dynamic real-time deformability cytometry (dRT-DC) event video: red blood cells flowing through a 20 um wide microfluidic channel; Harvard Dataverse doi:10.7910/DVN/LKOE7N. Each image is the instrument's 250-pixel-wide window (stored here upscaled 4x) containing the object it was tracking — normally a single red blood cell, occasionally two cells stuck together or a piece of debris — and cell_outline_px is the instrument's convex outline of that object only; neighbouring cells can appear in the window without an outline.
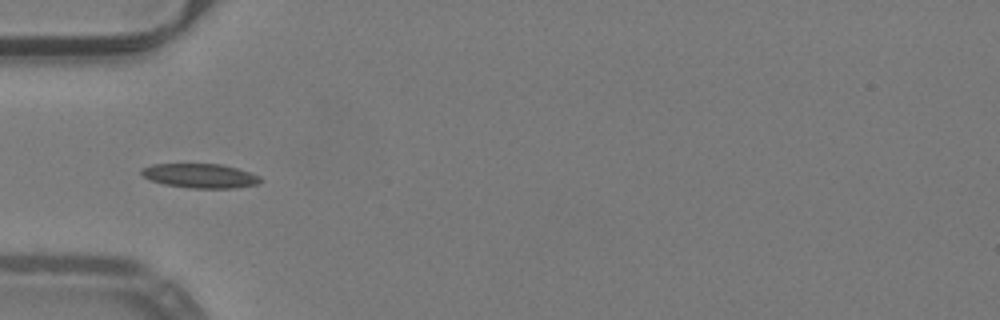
{"species": "common noctule bat (a hibernating species)", "species_latin": "Nyctalus noctula", "temperature_condition": "warm", "stored_images_in_passage": 29, "camera_frame_rate_fps": 3000, "um_per_image_px": 0.085, "animal": {"sex": "male", "body_mass_g": 19.2, "forearm_length_mm": 51.8}, "frame": {"image": 1, "passage_image": 5, "time_ms": 1.333, "image_size_px": [1000, 320], "cell_outline_px": [[264, 180], [256, 184], [232, 188], [192, 188], [164, 184], [152, 180], [144, 176], [140, 172], [140, 168], [152, 164], [220, 164], [236, 168], [260, 176]], "centroid_in_image_um": [17.0, 14.94], "position_along_channel_um": 68.0, "area_um2": 16.7}}
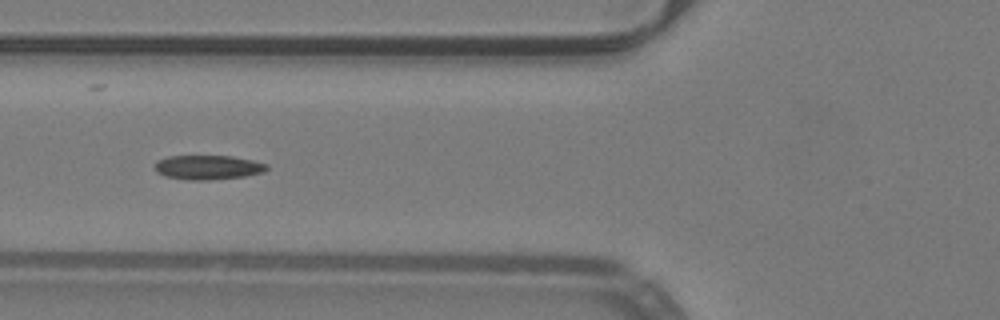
{"frame": {"image": 2, "passage_image": 8, "time_ms": 2.333, "image_size_px": [1000, 320], "cell_outline_px": [[268, 168], [264, 172], [244, 176], [208, 180], [192, 180], [164, 176], [156, 172], [152, 168], [156, 160], [168, 156], [232, 156], [252, 160], [268, 164]], "centroid_in_image_um": [17.63, 14.22], "position_along_channel_um": 108.2, "area_um2": 16.01}, "authors_computed_cell_mechanics": {"area_um2": 15.895, "velocity_mm_per_s": 4.0074, "shape_relaxation_time_tau1_ms": 9.1383, "shape_relaxation_time_tau2_ms": 2.9022, "deformation_change_tau1": 0.2102, "deformation_change_tau2": 0.0518}}